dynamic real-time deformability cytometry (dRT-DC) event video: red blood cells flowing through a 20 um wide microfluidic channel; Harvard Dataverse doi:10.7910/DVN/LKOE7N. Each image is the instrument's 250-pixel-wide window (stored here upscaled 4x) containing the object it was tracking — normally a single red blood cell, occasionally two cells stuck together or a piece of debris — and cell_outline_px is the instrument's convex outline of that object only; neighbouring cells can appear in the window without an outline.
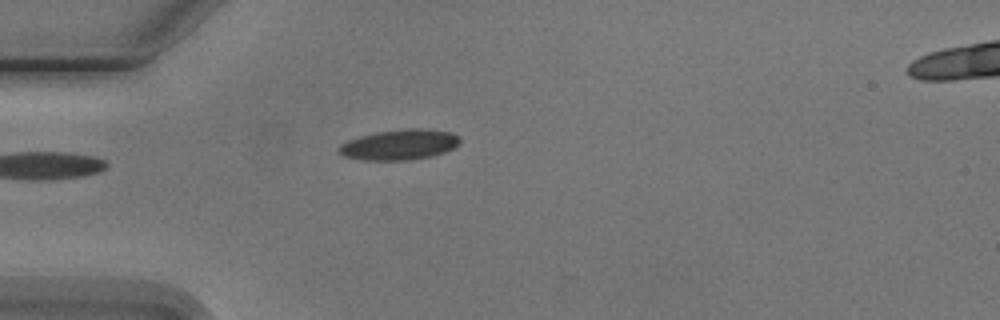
{"species": "Egyptian fruit bat (a non-hibernating species)", "species_latin": "Rousettus aegyptiacus", "temperature_condition": "cold", "stored_images_in_passage": 2, "camera_frame_rate_fps": 3000, "um_per_image_px": 0.085, "animal": {"sex": "male"}, "frame": {"image": 1, "passage_image": 2, "time_ms": 1.0, "image_size_px": [1000, 320], "cell_outline_px": [[460, 144], [444, 152], [432, 156], [412, 160], [360, 160], [344, 156], [336, 148], [340, 144], [348, 140], [360, 136], [376, 132], [408, 128], [424, 128], [452, 132], [460, 140]], "centroid_in_image_um": [33.94, 12.3], "position_along_channel_um": 51.1, "area_um2": 21.56}}